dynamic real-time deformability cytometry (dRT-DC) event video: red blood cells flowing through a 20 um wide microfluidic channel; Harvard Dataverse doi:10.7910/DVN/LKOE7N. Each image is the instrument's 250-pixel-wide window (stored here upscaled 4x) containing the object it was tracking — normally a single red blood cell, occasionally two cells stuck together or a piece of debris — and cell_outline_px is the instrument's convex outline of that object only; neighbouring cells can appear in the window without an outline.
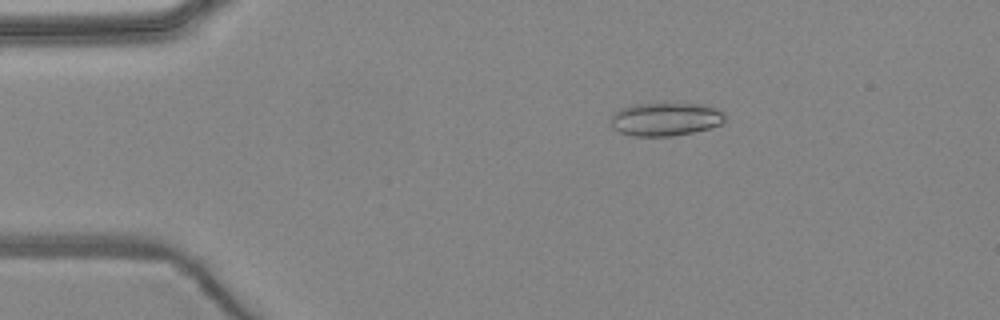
{"species": "common noctule bat (a hibernating species)", "species_latin": "Nyctalus noctula", "temperature_condition": "warm", "stored_images_in_passage": 5, "camera_frame_rate_fps": 3000, "um_per_image_px": 0.085, "animal": {"sex": "female", "body_mass_g": 24.6, "forearm_length_mm": 56.2}, "frame": {"image": 1, "passage_image": 3, "time_ms": 2.333, "image_size_px": [1000, 320], "cell_outline_px": [[724, 120], [720, 124], [708, 128], [692, 132], [672, 136], [632, 136], [620, 132], [612, 128], [612, 112], [620, 108], [636, 104], [704, 104], [716, 108], [724, 112]], "centroid_in_image_um": [56.54, 10.13], "position_along_channel_um": 28.5, "area_um2": 22.02}}